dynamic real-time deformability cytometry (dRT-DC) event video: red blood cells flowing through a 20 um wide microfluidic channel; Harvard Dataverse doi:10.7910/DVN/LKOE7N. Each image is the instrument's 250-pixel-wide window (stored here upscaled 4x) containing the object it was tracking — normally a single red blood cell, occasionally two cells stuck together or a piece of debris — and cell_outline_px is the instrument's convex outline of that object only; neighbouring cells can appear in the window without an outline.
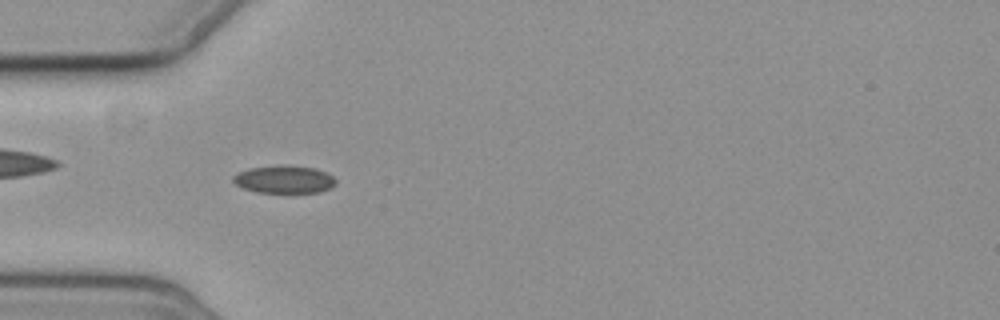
{"species": "common noctule bat (a hibernating species)", "species_latin": "Nyctalus noctula", "temperature_condition": "cold", "stored_images_in_passage": 6, "camera_frame_rate_fps": 3000, "um_per_image_px": 0.085, "animal": {"sex": "female", "body_mass_g": 19.3, "forearm_length_mm": 54.1}, "frame": {"image": 1, "passage_image": 5, "time_ms": 5.667, "image_size_px": [1000, 320], "cell_outline_px": [[336, 184], [332, 188], [320, 192], [292, 196], [256, 192], [244, 188], [236, 184], [232, 180], [232, 176], [248, 168], [284, 164], [316, 168], [332, 176], [336, 180]], "centroid_in_image_um": [24.19, 15.3], "position_along_channel_um": 60.8, "area_um2": 17.57}}
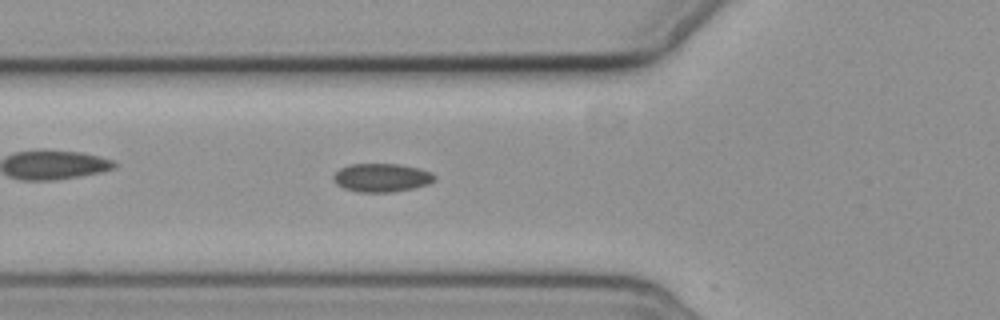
{"frame": {"image": 2, "passage_image": 6, "time_ms": 6.667, "image_size_px": [1000, 320], "cell_outline_px": [[436, 180], [428, 184], [416, 188], [392, 192], [360, 192], [344, 188], [336, 184], [332, 180], [332, 176], [340, 168], [348, 164], [400, 164], [420, 168], [432, 172], [436, 176]], "centroid_in_image_um": [32.46, 15.1], "position_along_channel_um": 93.3, "area_um2": 17.05}}